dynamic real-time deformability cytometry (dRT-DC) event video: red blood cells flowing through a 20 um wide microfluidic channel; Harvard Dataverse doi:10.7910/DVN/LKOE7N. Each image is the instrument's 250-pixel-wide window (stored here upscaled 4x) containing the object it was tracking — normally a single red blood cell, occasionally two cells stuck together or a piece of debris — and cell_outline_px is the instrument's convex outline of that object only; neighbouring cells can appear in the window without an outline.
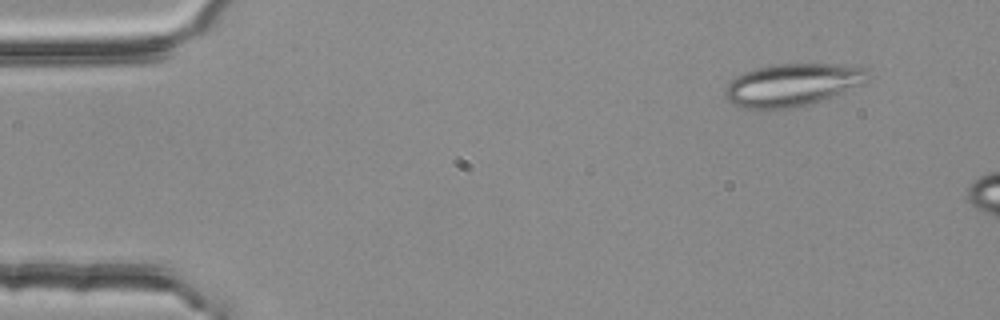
{"species": "common noctule bat (a hibernating species)", "species_latin": "Nyctalus noctula", "temperature_condition": "room temperature", "stored_images_in_passage": 51, "segment_of_instrument_passage": [1, 2], "camera_frame_rate_fps": 3000, "um_per_image_px": 0.085, "animal": {"sex": "female", "body_mass_g": 25.1}, "frame": {"image": 1, "passage_image": 5, "time_ms": 1.333, "image_size_px": [1000, 320], "cell_outline_px": [[872, 80], [864, 84], [820, 100], [808, 104], [792, 108], [768, 112], [764, 112], [740, 108], [724, 100], [724, 88], [736, 76], [744, 72], [756, 68], [772, 64], [844, 64], [864, 68], [868, 72]], "centroid_in_image_um": [67.29, 7.25], "position_along_channel_um": 17.7, "area_um2": 36.36}}